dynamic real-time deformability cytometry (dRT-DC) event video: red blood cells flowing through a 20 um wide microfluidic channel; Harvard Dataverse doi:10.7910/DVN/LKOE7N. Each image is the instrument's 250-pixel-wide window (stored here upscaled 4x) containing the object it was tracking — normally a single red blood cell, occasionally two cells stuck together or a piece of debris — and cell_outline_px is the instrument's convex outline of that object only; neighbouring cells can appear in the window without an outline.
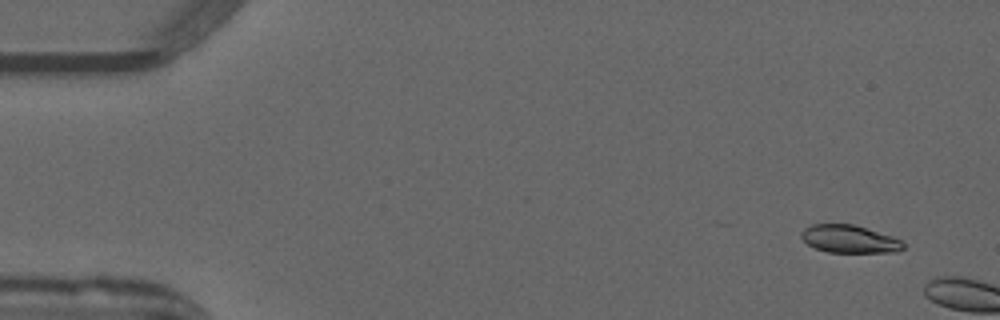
{"species": "common noctule bat (a hibernating species)", "species_latin": "Nyctalus noctula", "temperature_condition": "warm", "stored_images_in_passage": 3, "camera_frame_rate_fps": 3000, "um_per_image_px": 0.085, "animal": {"sex": "male", "forearm_length_mm": 52.5}, "frame": {"image": 1, "passage_image": 1, "time_ms": 0.0, "image_size_px": [1000, 320], "cell_outline_px": [[904, 248], [896, 252], [828, 252], [816, 248], [808, 244], [800, 236], [800, 232], [804, 228], [812, 224], [852, 224], [892, 236], [900, 240], [904, 244]], "centroid_in_image_um": [72.18, 20.31], "position_along_channel_um": 12.8, "area_um2": 16.36}}